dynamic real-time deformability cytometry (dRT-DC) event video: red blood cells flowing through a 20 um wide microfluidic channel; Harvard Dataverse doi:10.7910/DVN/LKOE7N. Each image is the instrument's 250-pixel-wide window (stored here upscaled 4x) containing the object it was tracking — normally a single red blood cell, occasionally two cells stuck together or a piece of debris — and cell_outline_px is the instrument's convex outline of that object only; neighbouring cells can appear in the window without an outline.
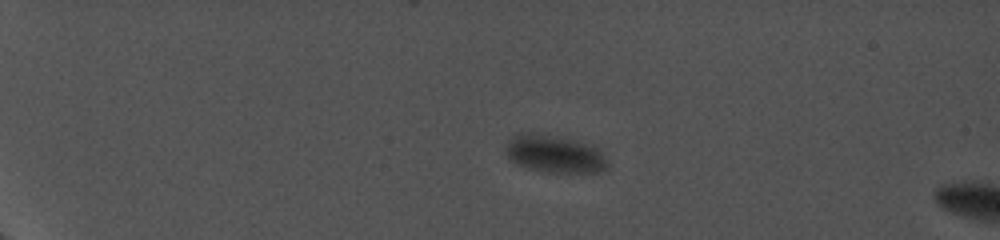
{"species": "common noctule bat (a hibernating species)", "species_latin": "Nyctalus noctula", "temperature_condition": "cold", "stored_images_in_passage": 5, "camera_frame_rate_fps": 5000, "um_per_image_px": 0.085, "animal": {"sex": "female", "body_mass_g": 19.0, "forearm_length_mm": 56.7}, "frame": {"image": 1, "passage_image": 1, "time_ms": 0.0, "image_size_px": [1000, 240], "cell_outline_px": [[608, 168], [600, 172], [544, 172], [528, 168], [516, 164], [504, 152], [508, 140], [512, 136], [520, 132], [532, 132], [556, 136], [584, 144], [596, 148], [608, 160]], "centroid_in_image_um": [47.08, 13.09], "position_along_channel_um": 37.9, "area_um2": 22.2}}